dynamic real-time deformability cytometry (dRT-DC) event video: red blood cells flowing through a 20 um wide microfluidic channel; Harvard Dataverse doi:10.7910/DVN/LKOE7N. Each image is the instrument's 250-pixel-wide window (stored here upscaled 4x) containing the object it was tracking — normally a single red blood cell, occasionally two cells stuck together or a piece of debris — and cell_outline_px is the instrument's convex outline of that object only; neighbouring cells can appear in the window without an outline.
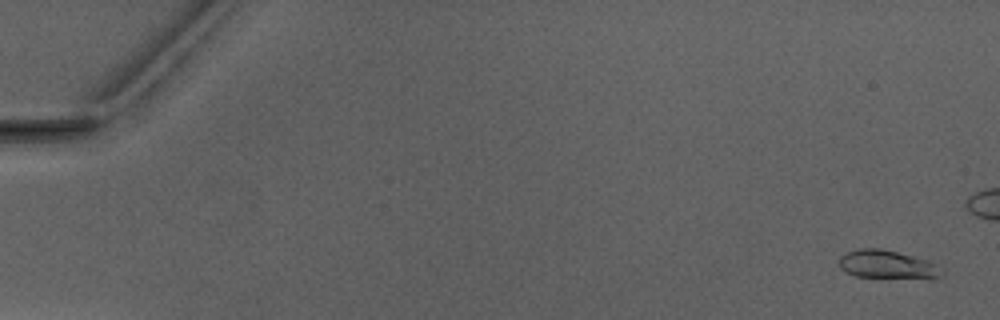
{"species": "Egyptian fruit bat (a non-hibernating species)", "species_latin": "Rousettus aegyptiacus", "temperature_condition": "warm", "stored_images_in_passage": 8, "segment_of_instrument_passage": [1, 2], "camera_frame_rate_fps": 3000, "um_per_image_px": 0.085, "animal": {"sex": "male"}, "frame": {"image": 1, "passage_image": 1, "time_ms": 0.0, "image_size_px": [1000, 320], "cell_outline_px": [[936, 276], [856, 276], [844, 272], [840, 268], [840, 256], [848, 252], [860, 248], [880, 248], [928, 260], [936, 264]], "centroid_in_image_um": [75.21, 22.42], "position_along_channel_um": 9.8, "area_um2": 15.66}}
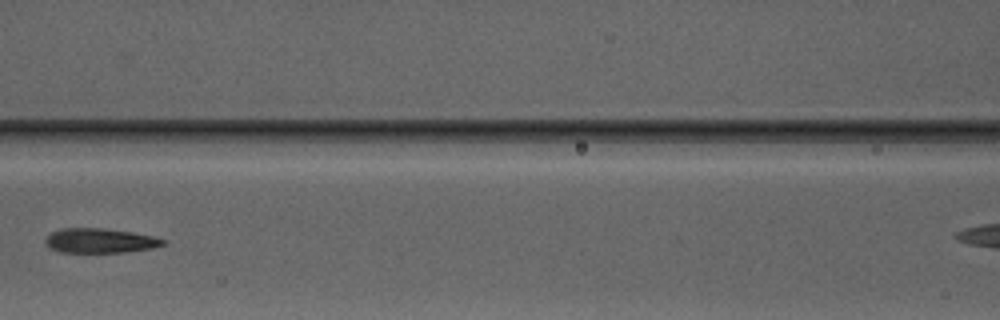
{"frame": {"image": 2, "passage_image": 6, "time_ms": 7.667, "image_size_px": [1000, 320], "cell_outline_px": [[168, 240], [164, 244], [152, 248], [124, 252], [60, 252], [52, 248], [44, 240], [52, 232], [64, 228], [104, 228], [132, 232], [152, 236]], "centroid_in_image_um": [8.54, 20.45], "position_along_channel_um": 158.1, "area_um2": 16.65}}
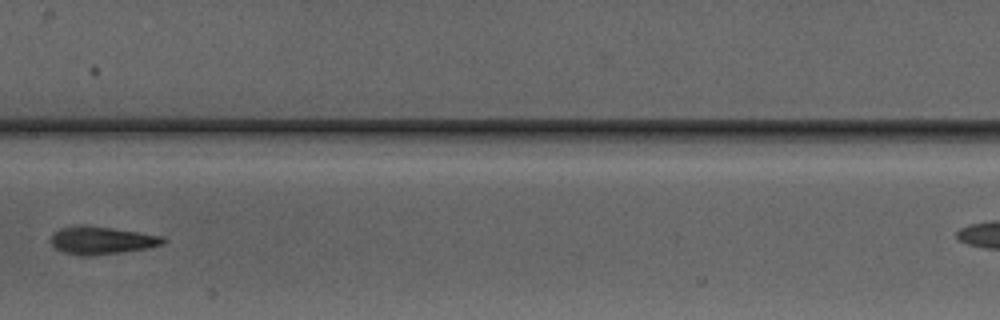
{"frame": {"image": 3, "passage_image": 7, "time_ms": 8.667, "image_size_px": [1000, 320], "cell_outline_px": [[168, 240], [164, 244], [148, 248], [96, 256], [80, 256], [64, 252], [56, 248], [52, 244], [52, 232], [60, 228], [80, 224], [112, 228], [164, 236]], "centroid_in_image_um": [8.66, 20.43], "position_along_channel_um": 198.7, "area_um2": 18.38}}